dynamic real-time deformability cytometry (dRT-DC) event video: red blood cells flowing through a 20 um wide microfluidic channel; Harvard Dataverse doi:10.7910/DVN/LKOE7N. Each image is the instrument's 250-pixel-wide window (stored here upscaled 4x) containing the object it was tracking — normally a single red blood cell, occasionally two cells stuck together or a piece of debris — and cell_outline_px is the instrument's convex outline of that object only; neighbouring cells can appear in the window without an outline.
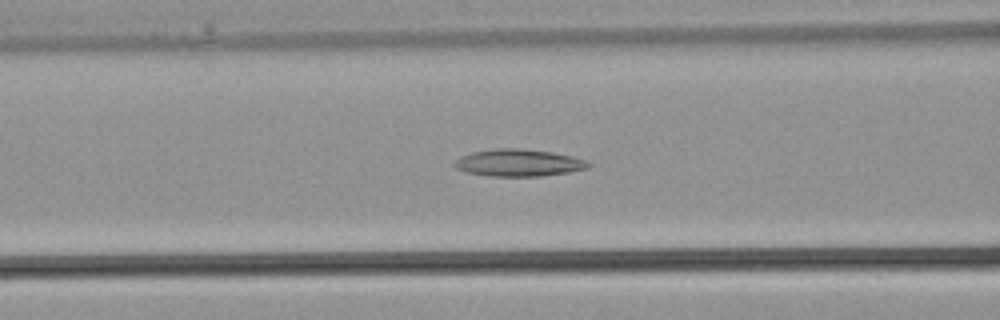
{"species": "common noctule bat (a hibernating species)", "species_latin": "Nyctalus noctula", "temperature_condition": "warm", "stored_images_in_passage": 36, "camera_frame_rate_fps": 3000, "um_per_image_px": 0.085, "animal": {"sex": "male", "body_mass_g": 21.5, "forearm_length_mm": 52.0}, "frame": {"image": 1, "passage_image": 14, "time_ms": 4.333, "image_size_px": [1000, 320], "cell_outline_px": [[592, 164], [588, 168], [568, 172], [540, 176], [488, 176], [464, 172], [456, 168], [452, 164], [456, 160], [472, 152], [496, 148], [516, 148], [552, 152], [572, 156], [588, 160]], "centroid_in_image_um": [44.09, 13.84], "position_along_channel_um": 122.5, "area_um2": 21.15}}
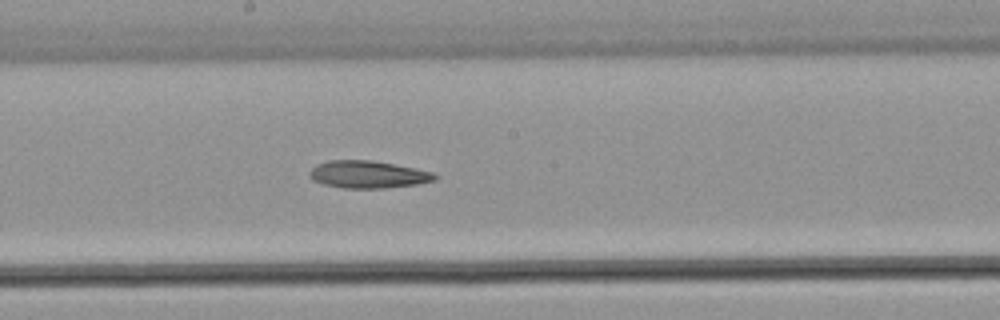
{"frame": {"image": 2, "passage_image": 19, "time_ms": 6.0, "image_size_px": [1000, 320], "cell_outline_px": [[440, 176], [436, 180], [416, 184], [384, 188], [344, 188], [324, 184], [312, 180], [308, 176], [308, 172], [316, 164], [328, 160], [372, 160], [416, 168], [432, 172]], "centroid_in_image_um": [31.27, 14.82], "position_along_channel_um": 216.9, "area_um2": 20.11}}
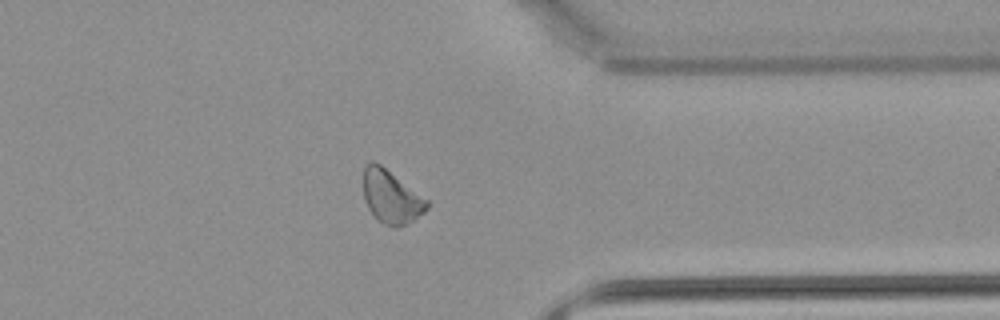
{"frame": {"image": 3, "passage_image": 28, "time_ms": 9.0, "image_size_px": [1000, 320], "cell_outline_px": [[428, 208], [424, 212], [400, 228], [392, 228], [384, 224], [368, 208], [364, 200], [364, 168], [372, 160], [380, 164], [428, 200]], "centroid_in_image_um": [33.25, 16.75], "position_along_channel_um": 378.1, "area_um2": 19.36}}